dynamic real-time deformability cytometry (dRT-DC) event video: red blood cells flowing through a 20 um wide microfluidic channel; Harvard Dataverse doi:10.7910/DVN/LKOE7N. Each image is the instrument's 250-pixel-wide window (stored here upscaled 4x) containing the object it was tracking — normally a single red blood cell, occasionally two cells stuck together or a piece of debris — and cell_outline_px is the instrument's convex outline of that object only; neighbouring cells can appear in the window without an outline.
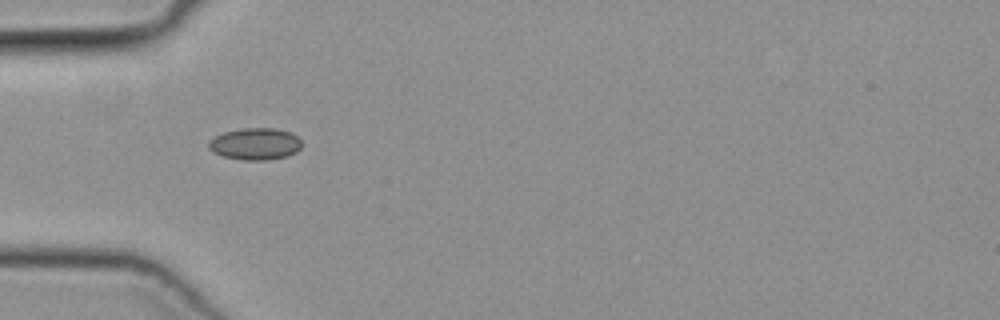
{"species": "common noctule bat (a hibernating species)", "species_latin": "Nyctalus noctula", "temperature_condition": "cold", "stored_images_in_passage": 19, "camera_frame_rate_fps": 3000, "um_per_image_px": 0.085, "animal": {"sex": "female", "body_mass_g": 19.3, "forearm_length_mm": 54.1}, "frame": {"image": 1, "passage_image": 16, "time_ms": 5.0, "image_size_px": [1000, 320], "cell_outline_px": [[300, 148], [296, 152], [288, 156], [268, 160], [244, 160], [224, 156], [212, 152], [208, 148], [208, 140], [224, 132], [244, 128], [276, 128], [292, 132], [300, 140]], "centroid_in_image_um": [21.69, 12.23], "position_along_channel_um": 63.3, "area_um2": 17.34}}